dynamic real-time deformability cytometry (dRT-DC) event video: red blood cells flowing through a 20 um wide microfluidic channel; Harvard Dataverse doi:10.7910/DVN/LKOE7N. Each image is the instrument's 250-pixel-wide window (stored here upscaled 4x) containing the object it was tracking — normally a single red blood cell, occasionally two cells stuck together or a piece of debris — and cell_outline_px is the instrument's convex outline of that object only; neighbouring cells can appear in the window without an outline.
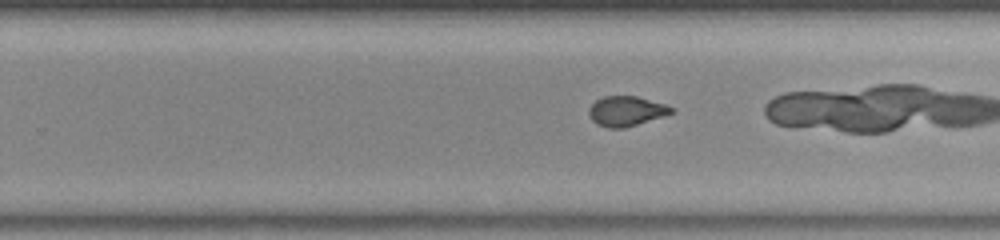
{"species": "common noctule bat (a hibernating species)", "species_latin": "Nyctalus noctula", "temperature_condition": "room temperature", "stored_images_in_passage": 40, "camera_frame_rate_fps": 3000, "um_per_image_px": 0.085, "animal": {"sex": "male", "body_mass_g": 20.0, "forearm_length_mm": 53.3}, "frame": {"image": 1, "passage_image": 32, "time_ms": 10.333, "image_size_px": [1000, 240], "cell_outline_px": [[676, 112], [664, 116], [624, 128], [608, 128], [592, 120], [588, 112], [588, 108], [596, 100], [604, 96], [636, 96], [664, 104], [676, 108]], "centroid_in_image_um": [53.26, 9.44], "position_along_channel_um": 276.5, "area_um2": 14.33}}